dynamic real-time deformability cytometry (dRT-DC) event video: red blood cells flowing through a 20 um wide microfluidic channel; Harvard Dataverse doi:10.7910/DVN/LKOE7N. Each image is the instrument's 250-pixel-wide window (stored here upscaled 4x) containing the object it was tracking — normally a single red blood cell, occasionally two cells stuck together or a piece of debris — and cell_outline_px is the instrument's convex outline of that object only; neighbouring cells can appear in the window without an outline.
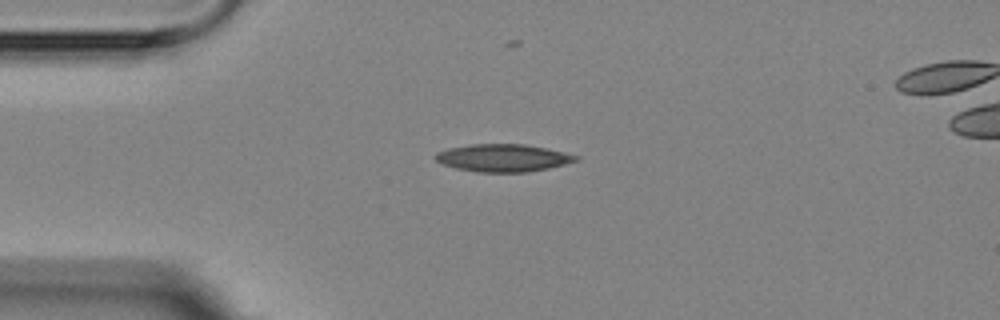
{"species": "Egyptian fruit bat (a non-hibernating species)", "species_latin": "Rousettus aegyptiacus", "temperature_condition": "room temperature", "stored_images_in_passage": 7, "camera_frame_rate_fps": 3000, "um_per_image_px": 0.085, "animal": {"sex": "female"}, "frame": {"image": 1, "passage_image": 1, "time_ms": 0.0, "image_size_px": [1000, 320], "cell_outline_px": [[580, 160], [548, 168], [528, 172], [476, 172], [456, 168], [444, 164], [436, 160], [432, 156], [436, 152], [448, 148], [472, 144], [524, 144], [564, 152], [580, 156]], "centroid_in_image_um": [42.75, 13.42], "position_along_channel_um": 42.3, "area_um2": 22.54}}
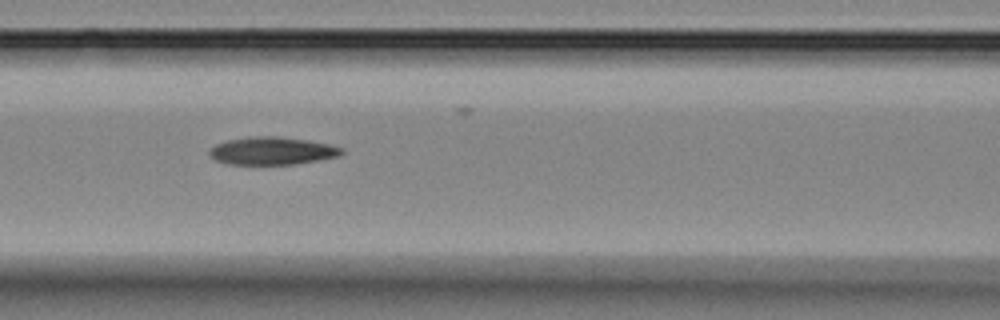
{"frame": {"image": 2, "passage_image": 4, "time_ms": 3.333, "image_size_px": [1000, 320], "cell_outline_px": [[344, 152], [340, 156], [296, 164], [228, 164], [216, 160], [208, 152], [216, 144], [228, 140], [248, 136], [276, 136], [308, 140], [328, 144], [344, 148]], "centroid_in_image_um": [23.16, 12.82], "position_along_channel_um": 143.4, "area_um2": 21.33}}
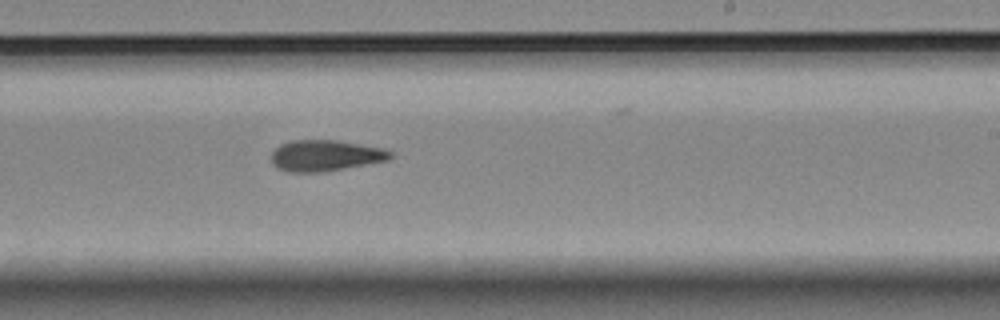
{"frame": {"image": 3, "passage_image": 7, "time_ms": 6.667, "image_size_px": [1000, 320], "cell_outline_px": [[396, 156], [388, 160], [324, 172], [288, 172], [280, 168], [272, 160], [272, 152], [280, 144], [288, 140], [336, 140], [384, 148], [392, 152]], "centroid_in_image_um": [27.7, 13.21], "position_along_channel_um": 261.3, "area_um2": 21.56}}